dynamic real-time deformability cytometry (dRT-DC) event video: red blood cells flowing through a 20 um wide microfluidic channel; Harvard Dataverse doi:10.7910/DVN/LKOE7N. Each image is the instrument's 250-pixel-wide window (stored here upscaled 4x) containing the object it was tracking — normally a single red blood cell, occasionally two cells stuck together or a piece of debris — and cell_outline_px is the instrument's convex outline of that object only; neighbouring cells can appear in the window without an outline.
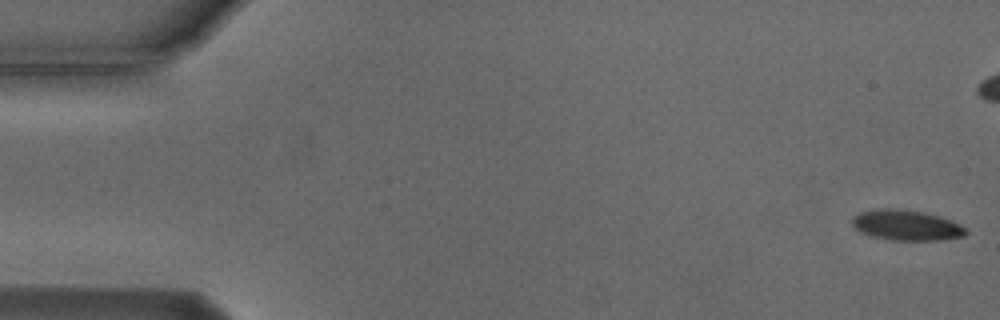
{"species": "Egyptian fruit bat (a non-hibernating species)", "species_latin": "Rousettus aegyptiacus", "temperature_condition": "cold", "stored_images_in_passage": 46, "camera_frame_rate_fps": 3000, "um_per_image_px": 0.085, "animal": {"sex": "male"}, "frame": {"image": 1, "passage_image": 1, "time_ms": 0.0, "image_size_px": [1000, 320], "cell_outline_px": [[968, 232], [964, 236], [940, 240], [888, 240], [872, 236], [860, 232], [852, 224], [852, 216], [860, 212], [884, 208], [888, 208], [920, 212], [940, 216], [952, 220], [968, 228]], "centroid_in_image_um": [77.07, 19.16], "position_along_channel_um": 7.9, "area_um2": 20.11}}
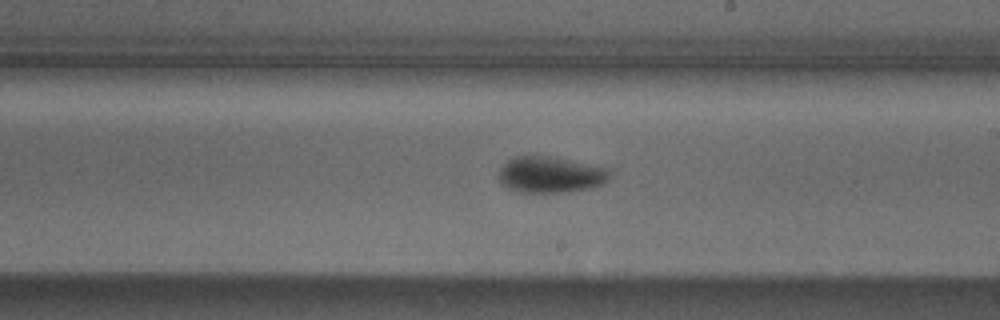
{"frame": {"image": 2, "passage_image": 31, "time_ms": 10.0, "image_size_px": [1000, 320], "cell_outline_px": [[608, 176], [600, 184], [588, 188], [568, 192], [516, 192], [500, 184], [500, 168], [512, 156], [532, 152], [604, 168], [608, 172]], "centroid_in_image_um": [46.64, 14.81], "position_along_channel_um": 242.4, "area_um2": 23.41}}
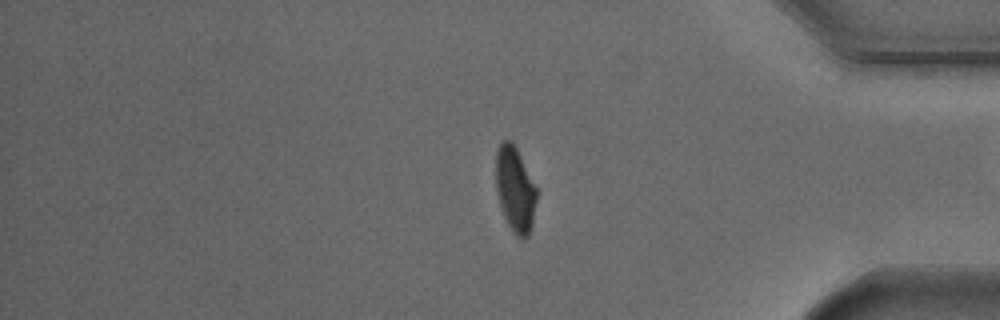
{"frame": {"image": 3, "passage_image": 45, "time_ms": 14.667, "image_size_px": [1000, 320], "cell_outline_px": [[536, 200], [532, 224], [528, 236], [516, 236], [508, 224], [504, 216], [500, 204], [496, 188], [496, 152], [500, 144], [504, 140], [512, 140], [536, 188]], "centroid_in_image_um": [43.77, 16.08], "position_along_channel_um": 391.4, "area_um2": 19.71}}